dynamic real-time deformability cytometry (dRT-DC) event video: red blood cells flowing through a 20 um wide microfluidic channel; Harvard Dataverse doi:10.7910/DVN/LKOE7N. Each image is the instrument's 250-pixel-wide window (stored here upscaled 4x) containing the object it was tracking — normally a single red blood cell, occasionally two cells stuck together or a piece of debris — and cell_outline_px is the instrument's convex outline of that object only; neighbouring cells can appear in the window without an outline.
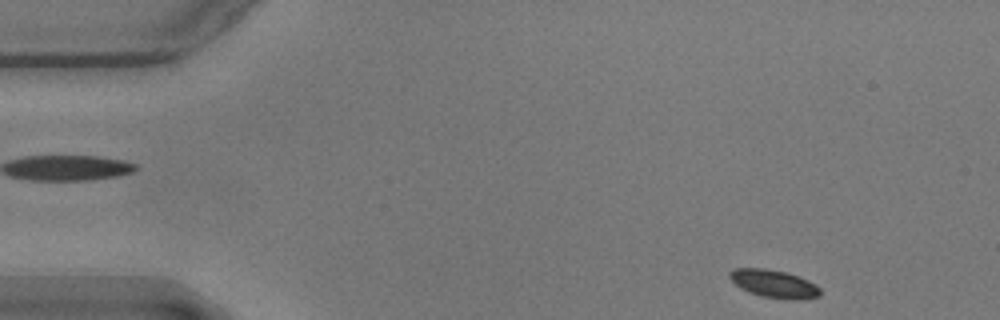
{"species": "common noctule bat (a hibernating species)", "species_latin": "Nyctalus noctula", "temperature_condition": "warm", "stored_images_in_passage": 53, "camera_frame_rate_fps": 3000, "um_per_image_px": 0.085, "animal": {"sex": "male", "body_mass_g": 17.9}, "frame": {"image": 1, "passage_image": 2, "time_ms": 0.333, "image_size_px": [1000, 320], "cell_outline_px": [[820, 296], [796, 300], [760, 296], [748, 292], [740, 288], [728, 276], [728, 272], [732, 268], [764, 268], [788, 272], [808, 280], [816, 284], [820, 288]], "centroid_in_image_um": [65.77, 24.11], "position_along_channel_um": 19.2, "area_um2": 14.85}}
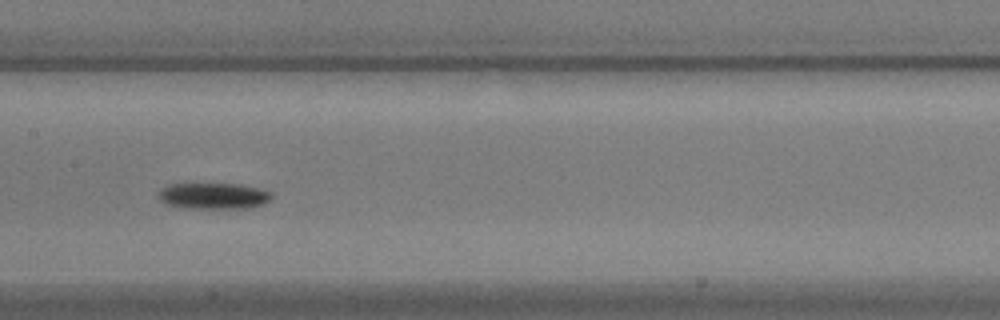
{"frame": {"image": 2, "passage_image": 24, "time_ms": 7.667, "image_size_px": [1000, 320], "cell_outline_px": [[272, 200], [264, 204], [248, 208], [184, 208], [164, 204], [156, 196], [160, 188], [168, 184], [192, 180], [196, 180], [236, 184], [260, 188], [272, 192]], "centroid_in_image_um": [18.06, 16.59], "position_along_channel_um": 189.3, "area_um2": 18.61}}
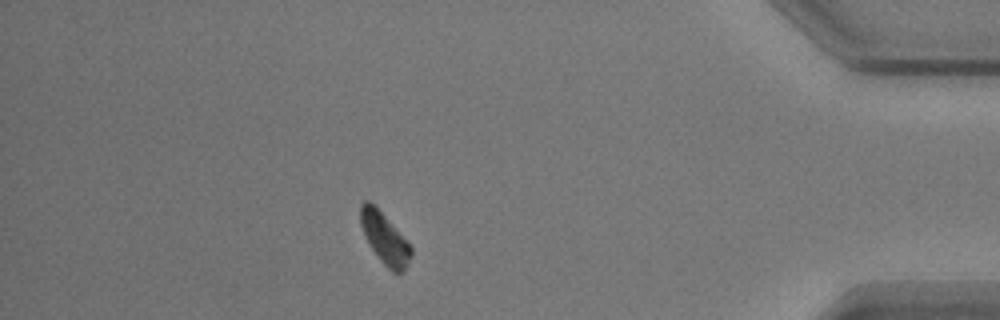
{"frame": {"image": 3, "passage_image": 46, "time_ms": 15.0, "image_size_px": [1000, 320], "cell_outline_px": [[412, 256], [404, 272], [400, 276], [392, 272], [380, 260], [372, 248], [360, 224], [360, 204], [364, 200], [368, 200], [384, 216], [412, 248]], "centroid_in_image_um": [32.71, 20.32], "position_along_channel_um": 402.5, "area_um2": 14.62}, "authors_computed_cell_mechanics": {"area_um2": 16.1262, "velocity_mm_per_s": 3.5122, "shape_relaxation_time_tau1_ms": 2.5646, "shape_relaxation_time_tau2_ms": null, "deformation_change_tau1": 0.1406, "deformation_change_tau2": null}}